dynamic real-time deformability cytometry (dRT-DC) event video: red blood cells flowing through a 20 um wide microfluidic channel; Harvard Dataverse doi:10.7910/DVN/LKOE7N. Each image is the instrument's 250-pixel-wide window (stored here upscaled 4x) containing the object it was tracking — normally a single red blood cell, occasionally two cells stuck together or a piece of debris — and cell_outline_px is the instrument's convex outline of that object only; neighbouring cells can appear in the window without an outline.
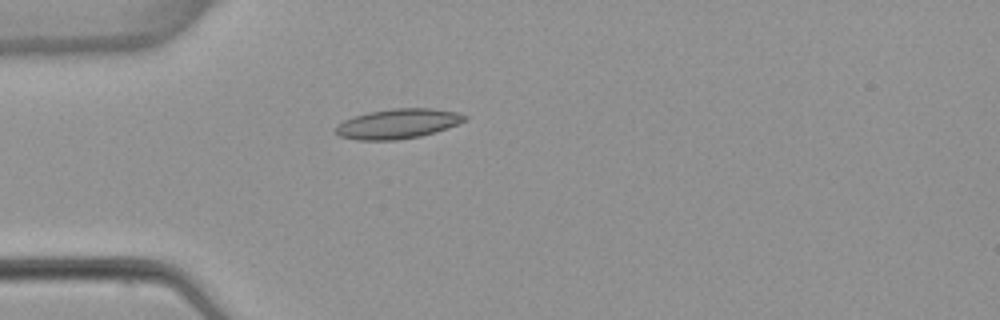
{"species": "common noctule bat (a hibernating species)", "species_latin": "Nyctalus noctula", "temperature_condition": "warm", "stored_images_in_passage": 3, "camera_frame_rate_fps": 3000, "um_per_image_px": 0.085, "animal": {"sex": "female", "body_mass_g": 22.7, "forearm_length_mm": 54.2}, "frame": {"image": 1, "passage_image": 3, "time_ms": 3.333, "image_size_px": [1000, 320], "cell_outline_px": [[468, 120], [448, 128], [436, 132], [420, 136], [396, 140], [356, 140], [340, 136], [336, 132], [336, 128], [344, 120], [368, 112], [392, 108], [432, 108], [456, 112], [468, 116]], "centroid_in_image_um": [33.87, 10.51], "position_along_channel_um": 51.1, "area_um2": 22.37}}